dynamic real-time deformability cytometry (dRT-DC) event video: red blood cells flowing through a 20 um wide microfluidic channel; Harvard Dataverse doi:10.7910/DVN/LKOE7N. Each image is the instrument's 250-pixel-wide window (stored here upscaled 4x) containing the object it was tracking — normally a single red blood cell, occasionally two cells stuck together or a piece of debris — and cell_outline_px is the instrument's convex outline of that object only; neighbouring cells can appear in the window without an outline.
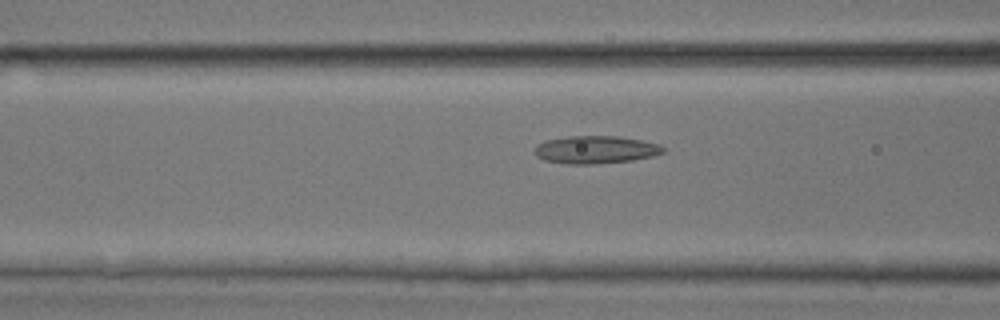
{"species": "common noctule bat (a hibernating species)", "species_latin": "Nyctalus noctula", "temperature_condition": "room temperature", "stored_images_in_passage": 48, "camera_frame_rate_fps": 3000, "um_per_image_px": 0.085, "animal": {"sex": "male", "body_mass_g": 17.9, "forearm_length_mm": 54.2}, "frame": {"image": 1, "passage_image": 19, "time_ms": 6.0, "image_size_px": [1000, 320], "cell_outline_px": [[664, 152], [652, 156], [632, 160], [596, 164], [568, 164], [544, 160], [536, 156], [536, 144], [544, 140], [568, 136], [616, 136], [640, 140], [660, 144], [664, 148]], "centroid_in_image_um": [50.6, 12.72], "position_along_channel_um": 116.0, "area_um2": 20.75}}
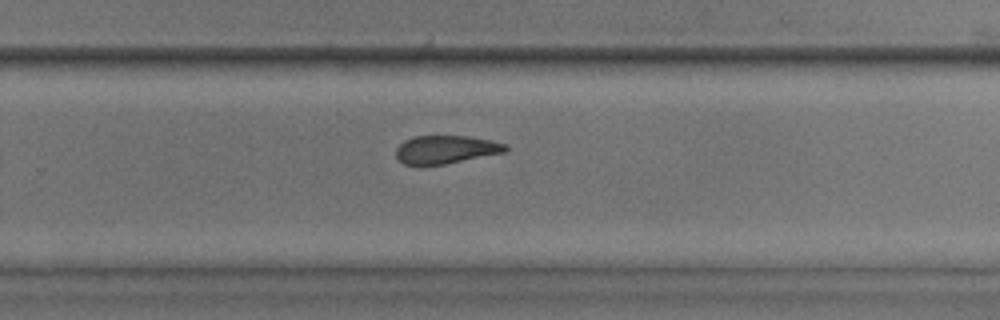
{"frame": {"image": 2, "passage_image": 31, "time_ms": 10.0, "image_size_px": [1000, 320], "cell_outline_px": [[508, 152], [444, 164], [420, 168], [404, 164], [396, 160], [396, 148], [404, 140], [416, 136], [468, 136], [508, 144]], "centroid_in_image_um": [37.85, 12.75], "position_along_channel_um": 291.9, "area_um2": 18.55}}
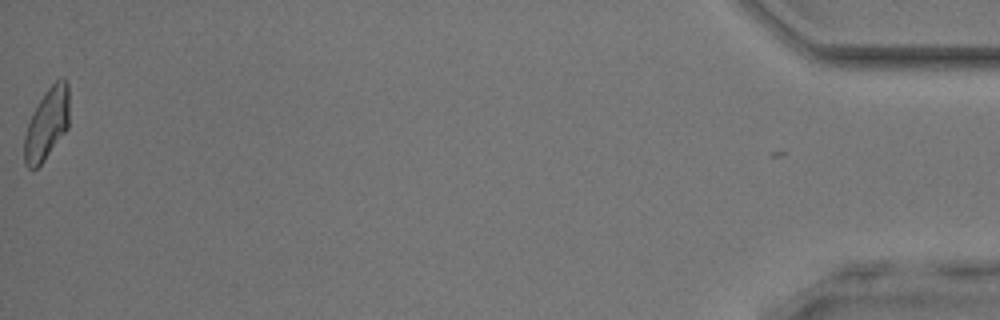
{"frame": {"image": 3, "passage_image": 47, "time_ms": 15.333, "image_size_px": [1000, 320], "cell_outline_px": [[68, 128], [44, 160], [36, 168], [28, 168], [24, 164], [24, 136], [32, 112], [44, 92], [60, 76], [64, 76], [68, 84]], "centroid_in_image_um": [3.98, 10.5], "position_along_channel_um": 431.2, "area_um2": 18.73}}